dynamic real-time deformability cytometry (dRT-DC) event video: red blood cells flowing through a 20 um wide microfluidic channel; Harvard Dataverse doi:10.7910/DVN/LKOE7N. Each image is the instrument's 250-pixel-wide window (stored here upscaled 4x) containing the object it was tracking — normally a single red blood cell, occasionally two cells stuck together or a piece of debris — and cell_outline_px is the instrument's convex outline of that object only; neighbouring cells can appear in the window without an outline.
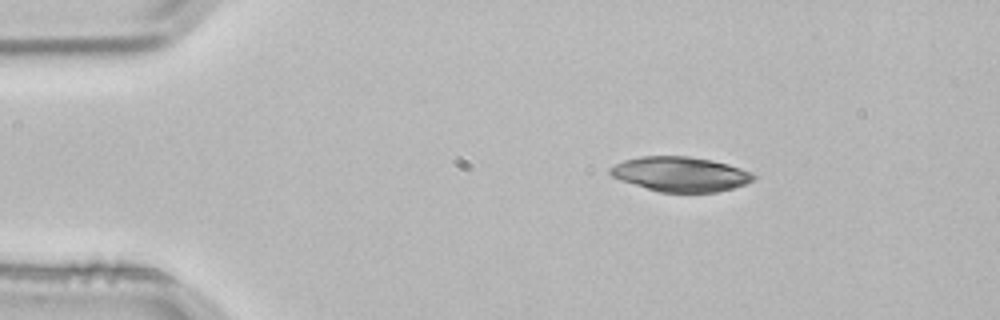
{"species": "common noctule bat (a hibernating species)", "species_latin": "Nyctalus noctula", "temperature_condition": "room temperature", "stored_images_in_passage": 2, "camera_frame_rate_fps": 3000, "um_per_image_px": 0.085, "animal": {"sex": "male", "body_mass_g": 21.5, "forearm_length_mm": 52.0}, "frame": {"image": 1, "passage_image": 1, "time_ms": 0.0, "image_size_px": [1000, 320], "cell_outline_px": [[756, 180], [732, 188], [716, 192], [660, 192], [620, 180], [612, 176], [608, 172], [608, 168], [624, 160], [640, 156], [688, 156], [712, 160], [728, 164], [752, 172], [756, 176]], "centroid_in_image_um": [57.84, 14.79], "position_along_channel_um": 27.2, "area_um2": 29.02}}